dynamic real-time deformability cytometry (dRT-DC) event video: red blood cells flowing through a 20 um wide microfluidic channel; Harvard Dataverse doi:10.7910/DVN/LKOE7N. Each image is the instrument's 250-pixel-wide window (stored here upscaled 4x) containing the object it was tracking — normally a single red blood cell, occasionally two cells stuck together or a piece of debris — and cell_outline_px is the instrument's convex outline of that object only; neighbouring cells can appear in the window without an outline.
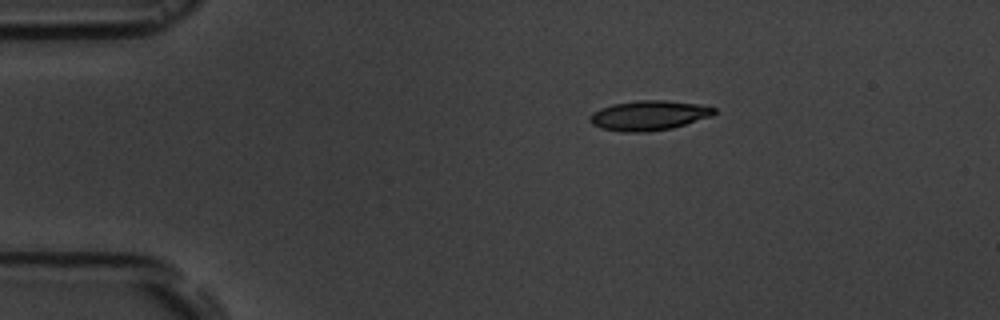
{"species": "common noctule bat (a hibernating species)", "species_latin": "Nyctalus noctula", "temperature_condition": "room temperature", "stored_images_in_passage": 2, "camera_frame_rate_fps": 3000, "um_per_image_px": 0.085, "animal": {"sex": "male", "body_mass_g": 19.5, "forearm_length_mm": 54.6}, "frame": {"image": 1, "passage_image": 1, "time_ms": 0.0, "image_size_px": [1000, 320], "cell_outline_px": [[716, 112], [712, 116], [672, 128], [644, 132], [624, 132], [600, 128], [592, 124], [588, 120], [592, 112], [600, 108], [612, 104], [636, 100], [664, 100], [696, 104], [716, 108]], "centroid_in_image_um": [55.11, 9.81], "position_along_channel_um": 29.9, "area_um2": 21.56}}